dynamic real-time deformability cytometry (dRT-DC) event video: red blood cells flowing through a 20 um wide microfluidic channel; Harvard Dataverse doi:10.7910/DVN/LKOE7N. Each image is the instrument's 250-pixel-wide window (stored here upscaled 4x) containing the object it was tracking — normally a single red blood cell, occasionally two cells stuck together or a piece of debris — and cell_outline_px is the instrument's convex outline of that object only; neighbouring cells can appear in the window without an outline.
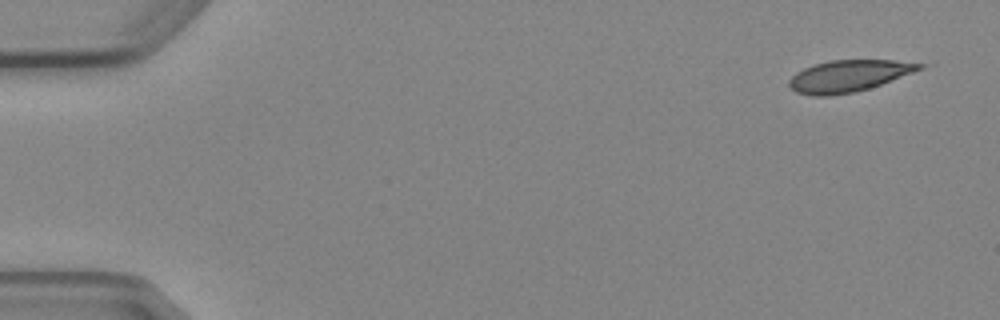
{"species": "Egyptian fruit bat (a non-hibernating species)", "species_latin": "Rousettus aegyptiacus", "temperature_condition": "cold", "stored_images_in_passage": 9, "camera_frame_rate_fps": 3000, "um_per_image_px": 0.085, "animal": {"sex": "female"}, "frame": {"image": 1, "passage_image": 1, "time_ms": 0.0, "image_size_px": [1000, 320], "cell_outline_px": [[924, 68], [880, 84], [868, 88], [852, 92], [828, 96], [812, 96], [796, 92], [788, 84], [788, 80], [796, 72], [812, 64], [828, 60], [896, 60], [924, 64]], "centroid_in_image_um": [72.09, 6.44], "position_along_channel_um": 12.9, "area_um2": 23.93}}
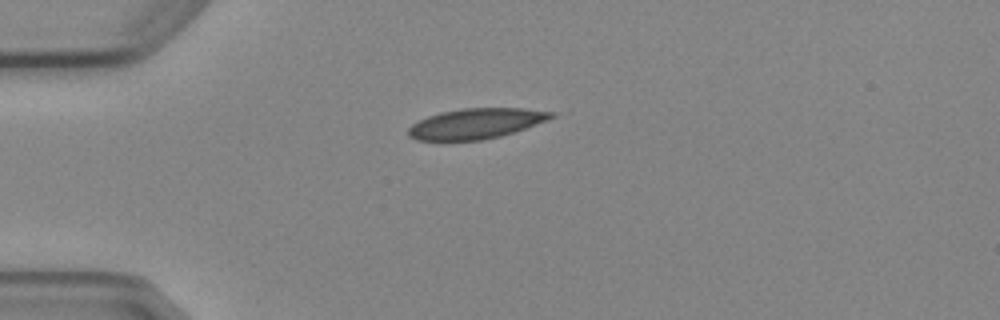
{"frame": {"image": 2, "passage_image": 4, "time_ms": 3.667, "image_size_px": [1000, 320], "cell_outline_px": [[556, 116], [548, 120], [500, 136], [480, 140], [416, 140], [408, 136], [408, 128], [412, 124], [428, 116], [440, 112], [460, 108], [524, 108], [556, 112]], "centroid_in_image_um": [40.46, 10.49], "position_along_channel_um": 44.5, "area_um2": 25.2}}
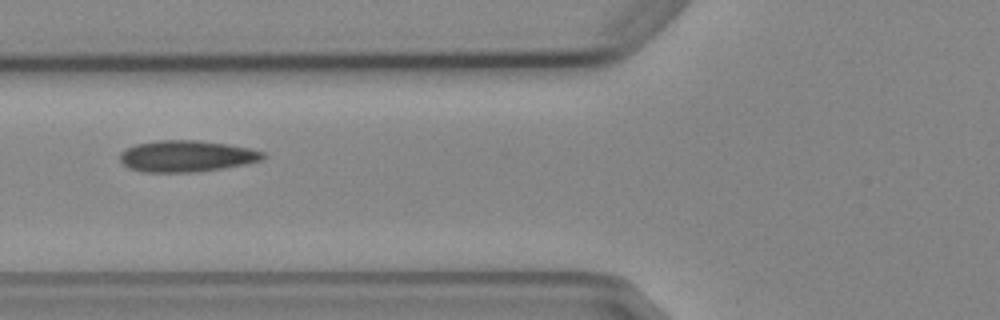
{"frame": {"image": 3, "passage_image": 6, "time_ms": 6.0, "image_size_px": [1000, 320], "cell_outline_px": [[268, 156], [260, 160], [244, 164], [224, 168], [196, 172], [144, 172], [128, 168], [120, 160], [120, 152], [136, 144], [160, 140], [196, 140], [224, 144], [248, 148], [264, 152]], "centroid_in_image_um": [15.85, 13.28], "position_along_channel_um": 110.0, "area_um2": 26.01}}